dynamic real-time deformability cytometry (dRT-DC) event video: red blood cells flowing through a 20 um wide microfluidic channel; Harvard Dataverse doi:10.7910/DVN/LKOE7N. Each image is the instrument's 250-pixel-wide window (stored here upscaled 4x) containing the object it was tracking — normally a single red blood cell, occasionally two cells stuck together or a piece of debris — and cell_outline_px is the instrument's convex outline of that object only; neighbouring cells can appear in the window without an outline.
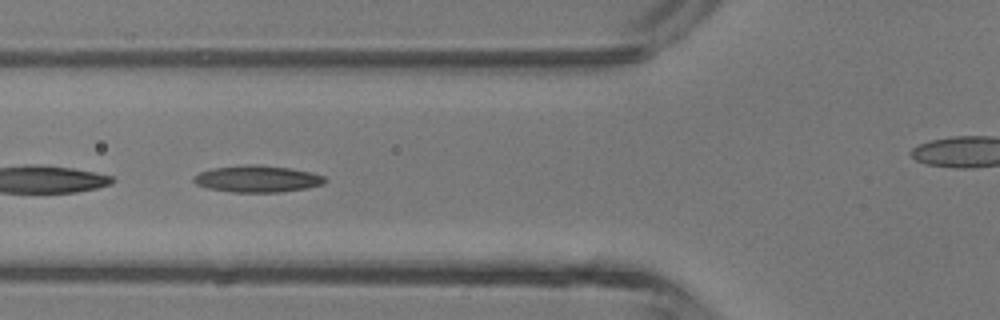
{"species": "common noctule bat (a hibernating species)", "species_latin": "Nyctalus noctula", "temperature_condition": "room temperature", "stored_images_in_passage": 5, "camera_frame_rate_fps": 3000, "um_per_image_px": 0.085, "animal": {"sex": "male", "body_mass_g": 13.3}, "frame": {"image": 1, "passage_image": 5, "time_ms": 5.333, "image_size_px": [1000, 320], "cell_outline_px": [[328, 180], [324, 184], [308, 188], [280, 192], [232, 192], [208, 188], [196, 184], [192, 180], [200, 172], [212, 168], [248, 164], [256, 164], [288, 168], [308, 172], [324, 176]], "centroid_in_image_um": [21.88, 15.21], "position_along_channel_um": 103.9, "area_um2": 20.35}}